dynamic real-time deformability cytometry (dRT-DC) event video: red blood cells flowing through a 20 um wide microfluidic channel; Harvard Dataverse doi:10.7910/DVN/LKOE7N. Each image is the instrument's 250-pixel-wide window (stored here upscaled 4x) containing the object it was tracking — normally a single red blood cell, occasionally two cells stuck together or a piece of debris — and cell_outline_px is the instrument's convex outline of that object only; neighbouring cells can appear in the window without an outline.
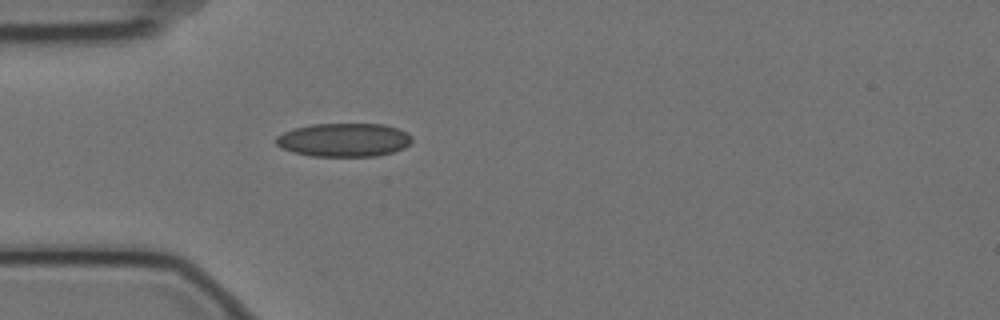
{"species": "Egyptian fruit bat (a non-hibernating species)", "species_latin": "Rousettus aegyptiacus", "temperature_condition": "cold", "stored_images_in_passage": 4, "camera_frame_rate_fps": 3000, "um_per_image_px": 0.085, "animal": {"sex": "female"}, "frame": {"image": 1, "passage_image": 4, "time_ms": 1.0, "image_size_px": [1000, 320], "cell_outline_px": [[412, 140], [404, 148], [392, 152], [376, 156], [312, 156], [292, 152], [280, 148], [276, 144], [276, 136], [292, 128], [312, 124], [384, 124], [396, 128], [412, 136]], "centroid_in_image_um": [29.19, 11.89], "position_along_channel_um": 55.8, "area_um2": 26.59}}